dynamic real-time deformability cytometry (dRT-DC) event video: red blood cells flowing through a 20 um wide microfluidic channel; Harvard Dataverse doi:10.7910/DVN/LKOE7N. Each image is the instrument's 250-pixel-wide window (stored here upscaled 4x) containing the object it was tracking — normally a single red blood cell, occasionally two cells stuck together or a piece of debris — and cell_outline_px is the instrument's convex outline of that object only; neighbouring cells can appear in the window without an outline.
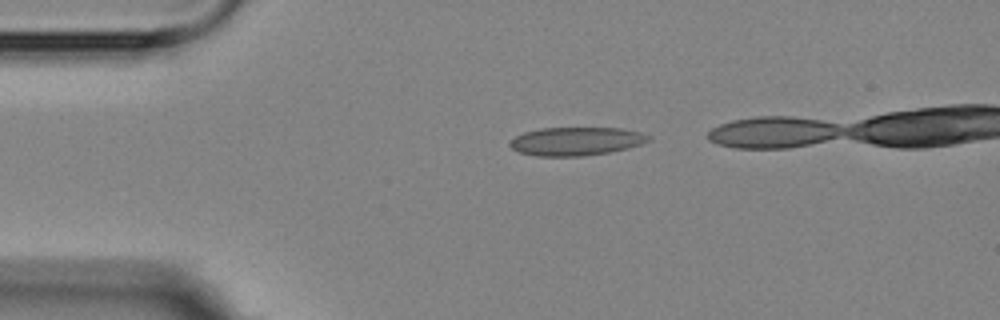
{"species": "Egyptian fruit bat (a non-hibernating species)", "species_latin": "Rousettus aegyptiacus", "temperature_condition": "room temperature", "stored_images_in_passage": 3, "camera_frame_rate_fps": 3000, "um_per_image_px": 0.085, "animal": {"sex": "female"}, "frame": {"image": 1, "passage_image": 1, "time_ms": 0.0, "image_size_px": [1000, 320], "cell_outline_px": [[652, 140], [628, 148], [608, 152], [580, 156], [536, 156], [520, 152], [512, 148], [508, 144], [516, 136], [524, 132], [540, 128], [620, 128], [640, 132], [652, 136]], "centroid_in_image_um": [48.99, 12.0], "position_along_channel_um": 36.0, "area_um2": 22.83}}